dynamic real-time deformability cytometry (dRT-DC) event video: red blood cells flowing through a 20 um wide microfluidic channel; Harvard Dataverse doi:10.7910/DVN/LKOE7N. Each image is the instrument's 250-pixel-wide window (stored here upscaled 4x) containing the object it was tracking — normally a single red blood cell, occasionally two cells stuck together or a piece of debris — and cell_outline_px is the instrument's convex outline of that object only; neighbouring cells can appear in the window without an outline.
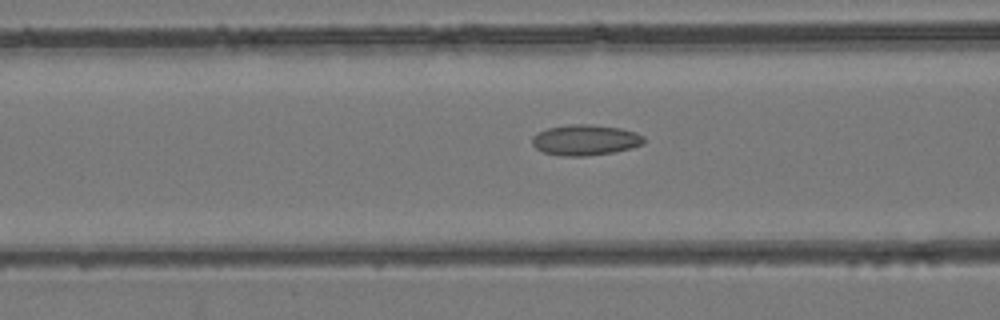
{"species": "common noctule bat (a hibernating species)", "species_latin": "Nyctalus noctula", "temperature_condition": "room temperature", "stored_images_in_passage": 49, "camera_frame_rate_fps": 3000, "um_per_image_px": 0.085, "animal": {"sex": "female", "body_mass_g": 24.6, "forearm_length_mm": 56.2}, "frame": {"image": 1, "passage_image": 20, "time_ms": 6.333, "image_size_px": [1000, 320], "cell_outline_px": [[644, 144], [632, 148], [616, 152], [584, 156], [564, 156], [544, 152], [536, 148], [532, 144], [532, 136], [536, 132], [548, 128], [572, 124], [588, 124], [620, 128], [636, 132], [644, 136]], "centroid_in_image_um": [49.76, 11.9], "position_along_channel_um": 116.8, "area_um2": 20.06}}
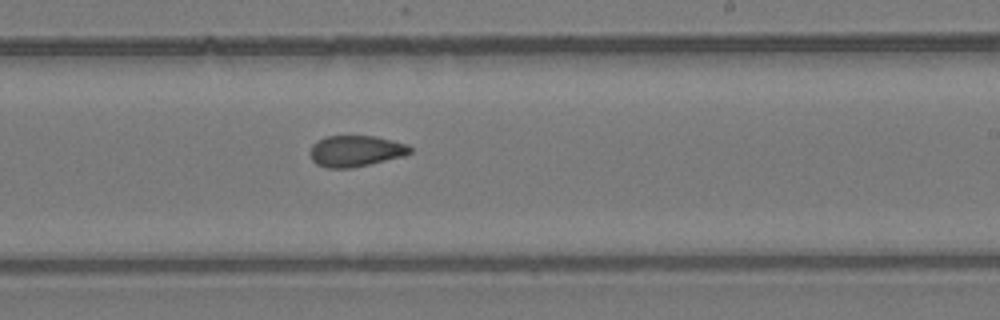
{"frame": {"image": 2, "passage_image": 30, "time_ms": 9.667, "image_size_px": [1000, 320], "cell_outline_px": [[412, 152], [404, 156], [352, 168], [328, 168], [316, 164], [312, 160], [308, 152], [312, 144], [316, 140], [328, 136], [376, 136], [408, 144], [412, 148]], "centroid_in_image_um": [30.21, 12.83], "position_along_channel_um": 258.8, "area_um2": 18.38}}
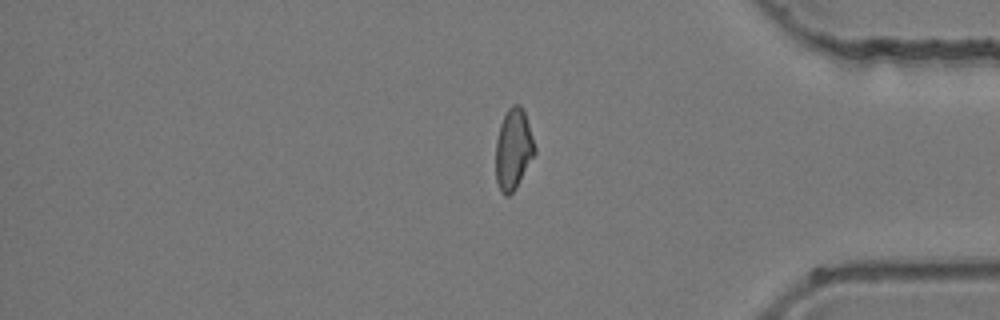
{"frame": {"image": 3, "passage_image": 41, "time_ms": 13.333, "image_size_px": [1000, 320], "cell_outline_px": [[536, 152], [516, 188], [508, 196], [504, 196], [500, 192], [496, 180], [496, 140], [500, 124], [508, 108], [512, 104], [520, 104], [524, 112], [536, 148]], "centroid_in_image_um": [43.62, 12.7], "position_along_channel_um": 391.6, "area_um2": 18.32}}